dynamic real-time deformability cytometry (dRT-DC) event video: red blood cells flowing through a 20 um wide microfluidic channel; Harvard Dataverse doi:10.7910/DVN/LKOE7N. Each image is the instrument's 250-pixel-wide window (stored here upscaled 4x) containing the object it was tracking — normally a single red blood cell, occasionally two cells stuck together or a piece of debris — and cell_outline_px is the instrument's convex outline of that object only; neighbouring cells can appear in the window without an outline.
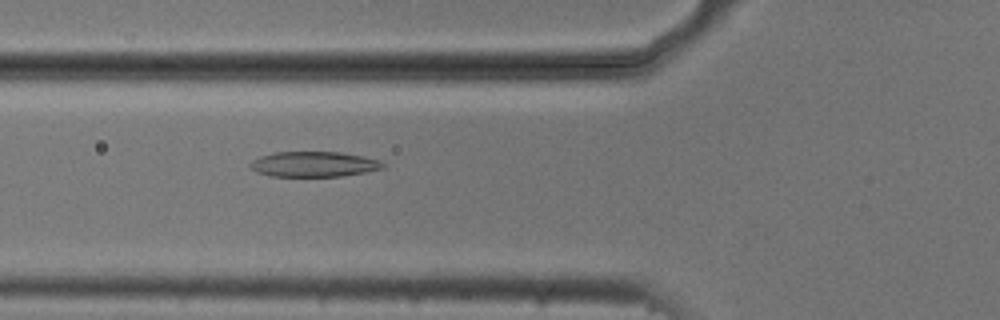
{"species": "common noctule bat (a hibernating species)", "species_latin": "Nyctalus noctula", "temperature_condition": "cold", "stored_images_in_passage": 52, "camera_frame_rate_fps": 3000, "um_per_image_px": 0.085, "animal": {"sex": "male", "body_mass_g": 20.5, "forearm_length_mm": 52.5}, "frame": {"image": 1, "passage_image": 18, "time_ms": 5.667, "image_size_px": [1000, 320], "cell_outline_px": [[384, 168], [364, 172], [340, 176], [272, 176], [256, 172], [248, 164], [252, 160], [260, 156], [276, 152], [340, 152], [364, 156], [380, 160], [384, 164]], "centroid_in_image_um": [26.67, 13.95], "position_along_channel_um": 99.1, "area_um2": 19.48}}
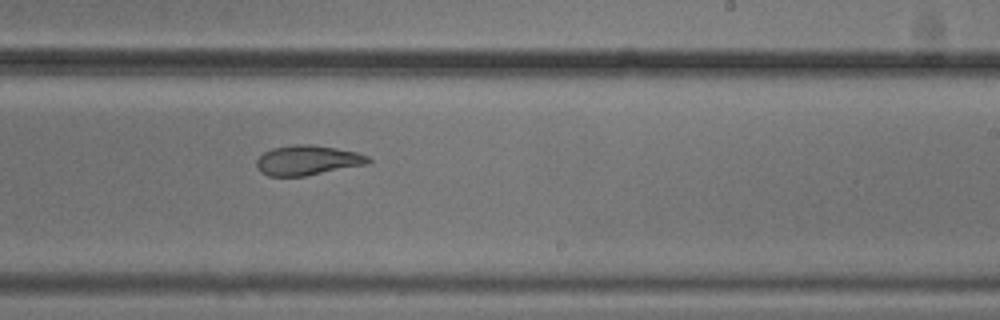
{"frame": {"image": 2, "passage_image": 31, "time_ms": 10.0, "image_size_px": [1000, 320], "cell_outline_px": [[372, 160], [368, 164], [304, 176], [268, 176], [260, 172], [256, 168], [256, 160], [264, 152], [272, 148], [296, 144], [312, 144], [336, 148], [356, 152], [368, 156]], "centroid_in_image_um": [26.12, 13.62], "position_along_channel_um": 262.9, "area_um2": 19.48}}
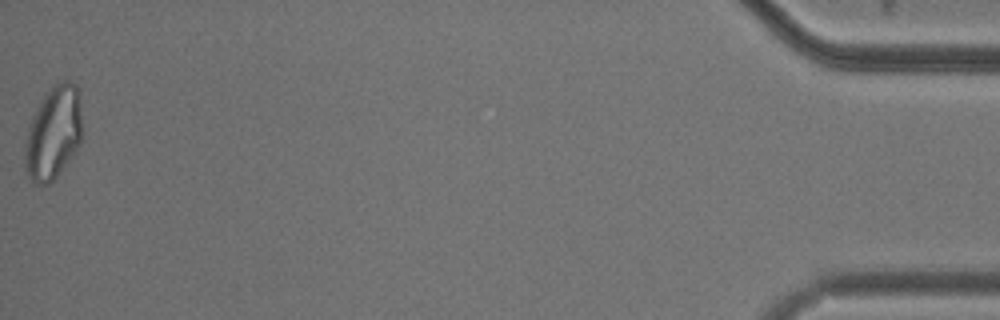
{"frame": {"image": 3, "passage_image": 52, "time_ms": 17.0, "image_size_px": [1000, 320], "cell_outline_px": [[80, 144], [76, 152], [56, 176], [48, 184], [32, 184], [24, 168], [24, 144], [28, 128], [32, 116], [44, 92], [48, 88], [60, 80], [68, 80], [76, 84], [80, 88]], "centroid_in_image_um": [4.51, 11.26], "position_along_channel_um": 430.7, "area_um2": 31.62}, "authors_computed_cell_mechanics": {"area_um2": 22.3108, "velocity_mm_per_s": 3.7695, "shape_relaxation_time_tau1_ms": 9.3686, "shape_relaxation_time_tau2_ms": 3.1168, "deformation_change_tau1": 0.239, "deformation_change_tau2": 0.1118}}